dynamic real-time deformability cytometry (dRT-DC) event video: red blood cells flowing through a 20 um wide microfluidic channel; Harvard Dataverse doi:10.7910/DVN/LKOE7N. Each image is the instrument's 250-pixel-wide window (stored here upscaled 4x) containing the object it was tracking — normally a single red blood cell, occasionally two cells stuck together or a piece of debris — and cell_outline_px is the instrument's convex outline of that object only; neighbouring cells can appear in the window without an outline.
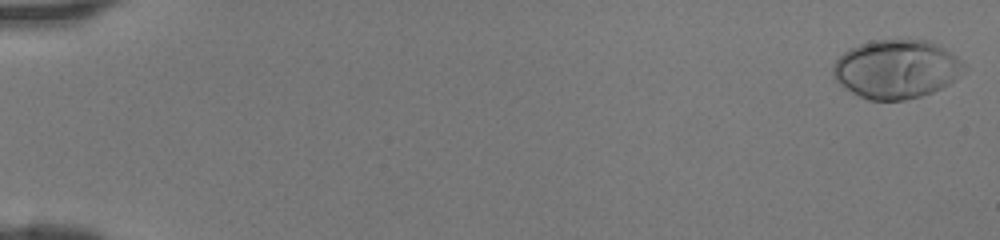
{"species": "human", "species_latin": "Homo sapiens", "temperature_condition": "room temperature", "stored_images_in_passage": 46, "camera_frame_rate_fps": 3000, "um_per_image_px": 0.085, "donor": {"sex": "female"}, "frame": {"image": 1, "passage_image": 1, "time_ms": 0.0, "image_size_px": [1000, 240], "cell_outline_px": [[964, 64], [956, 76], [948, 84], [932, 92], [920, 96], [904, 100], [868, 100], [852, 92], [840, 84], [832, 76], [832, 68], [836, 60], [848, 48], [872, 40], [908, 36], [928, 40], [944, 48], [956, 56]], "centroid_in_image_um": [76.14, 5.82], "position_along_channel_um": 8.9, "area_um2": 45.08}}
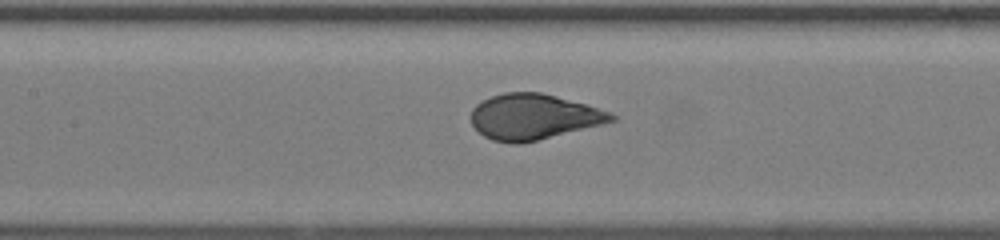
{"frame": {"image": 2, "passage_image": 23, "time_ms": 7.333, "image_size_px": [1000, 240], "cell_outline_px": [[616, 120], [604, 124], [520, 144], [508, 144], [492, 140], [484, 136], [472, 124], [472, 108], [476, 104], [492, 96], [504, 92], [540, 92], [584, 104], [612, 112], [616, 116]], "centroid_in_image_um": [45.35, 9.94], "position_along_channel_um": 162.0, "area_um2": 37.05}}
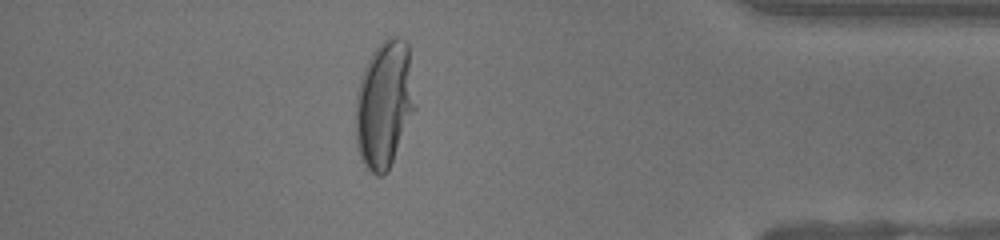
{"frame": {"image": 3, "passage_image": 41, "time_ms": 13.333, "image_size_px": [1000, 240], "cell_outline_px": [[416, 108], [388, 172], [384, 176], [376, 176], [364, 164], [360, 156], [356, 144], [356, 92], [360, 76], [372, 52], [392, 32], [400, 36], [408, 44]], "centroid_in_image_um": [32.67, 8.84], "position_along_channel_um": 402.5, "area_um2": 44.51}}